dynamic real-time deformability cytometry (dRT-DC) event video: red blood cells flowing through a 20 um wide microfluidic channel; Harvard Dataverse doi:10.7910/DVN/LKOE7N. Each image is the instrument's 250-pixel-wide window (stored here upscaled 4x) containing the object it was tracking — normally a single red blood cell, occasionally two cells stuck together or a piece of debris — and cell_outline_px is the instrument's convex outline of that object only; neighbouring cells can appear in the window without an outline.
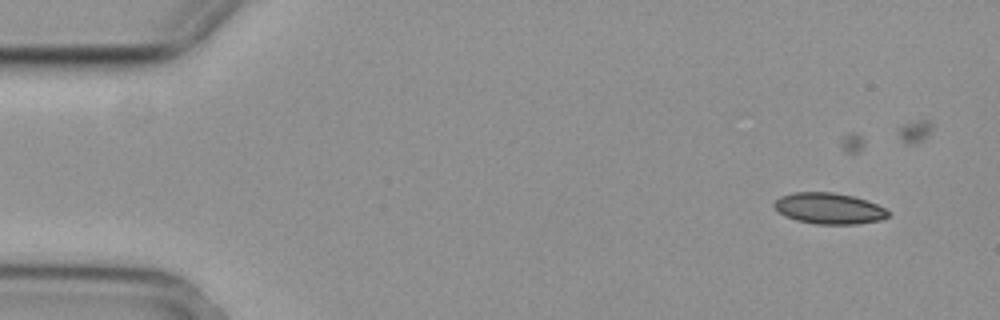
{"species": "common noctule bat (a hibernating species)", "species_latin": "Nyctalus noctula", "temperature_condition": "cold", "stored_images_in_passage": 17, "camera_frame_rate_fps": 3000, "um_per_image_px": 0.085, "animal": {"sex": "female", "body_mass_g": 29.2, "forearm_length_mm": 56.3}, "frame": {"image": 1, "passage_image": 1, "time_ms": 0.0, "image_size_px": [1000, 320], "cell_outline_px": [[888, 216], [880, 220], [856, 224], [816, 224], [796, 220], [784, 216], [772, 204], [780, 196], [792, 192], [832, 192], [852, 196], [876, 204], [884, 208], [888, 212]], "centroid_in_image_um": [70.42, 17.71], "position_along_channel_um": 14.6, "area_um2": 20.46}}
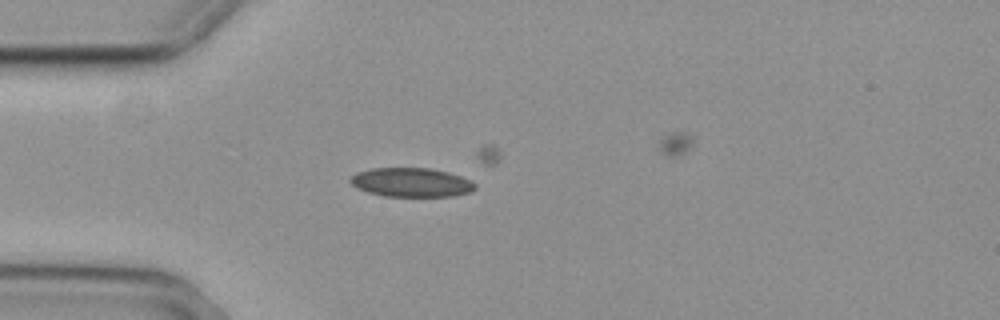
{"frame": {"image": 2, "passage_image": 12, "time_ms": 3.667, "image_size_px": [1000, 320], "cell_outline_px": [[476, 188], [472, 192], [452, 196], [384, 196], [368, 192], [356, 188], [348, 180], [356, 172], [372, 168], [428, 168], [448, 172], [460, 176], [476, 184]], "centroid_in_image_um": [34.94, 15.5], "position_along_channel_um": 50.1, "area_um2": 21.1}}